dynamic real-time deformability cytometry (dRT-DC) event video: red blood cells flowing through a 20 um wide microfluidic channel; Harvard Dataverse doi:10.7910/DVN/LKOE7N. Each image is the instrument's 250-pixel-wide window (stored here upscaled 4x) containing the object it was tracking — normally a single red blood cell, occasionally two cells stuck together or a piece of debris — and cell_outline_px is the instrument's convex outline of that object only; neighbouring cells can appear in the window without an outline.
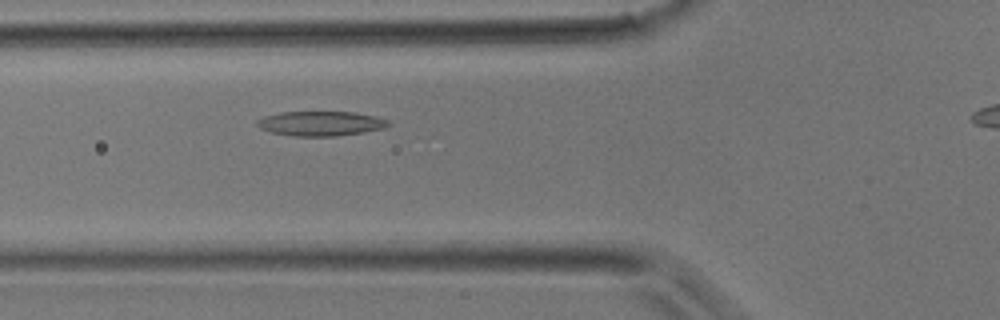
{"species": "common noctule bat (a hibernating species)", "species_latin": "Nyctalus noctula", "temperature_condition": "room temperature", "stored_images_in_passage": 24, "camera_frame_rate_fps": 3000, "um_per_image_px": 0.085, "animal": {"sex": "male", "body_mass_g": 17.9}, "frame": {"image": 1, "passage_image": 3, "time_ms": 0.667, "image_size_px": [1000, 320], "cell_outline_px": [[392, 124], [384, 128], [364, 132], [336, 136], [292, 136], [272, 132], [260, 128], [256, 124], [256, 120], [264, 116], [280, 112], [356, 112], [376, 116], [388, 120]], "centroid_in_image_um": [27.28, 10.49], "position_along_channel_um": 98.5, "area_um2": 18.96}}
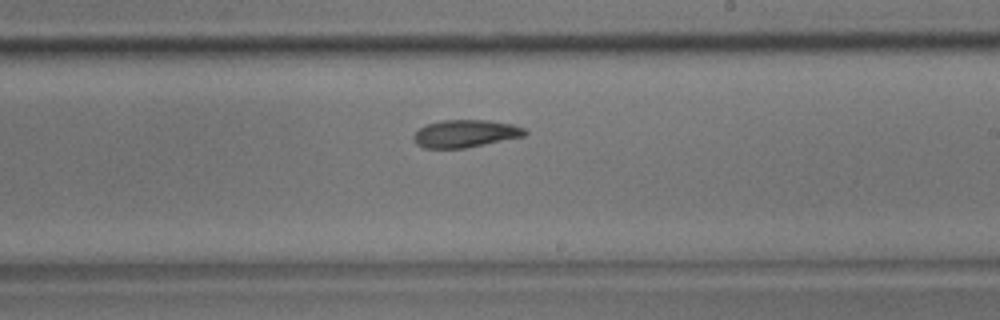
{"frame": {"image": 2, "passage_image": 12, "time_ms": 3.667, "image_size_px": [1000, 320], "cell_outline_px": [[528, 132], [524, 136], [464, 148], [424, 148], [416, 144], [412, 140], [412, 136], [420, 128], [428, 124], [440, 120], [488, 120], [512, 124], [524, 128]], "centroid_in_image_um": [39.53, 11.35], "position_along_channel_um": 249.5, "area_um2": 17.8}}
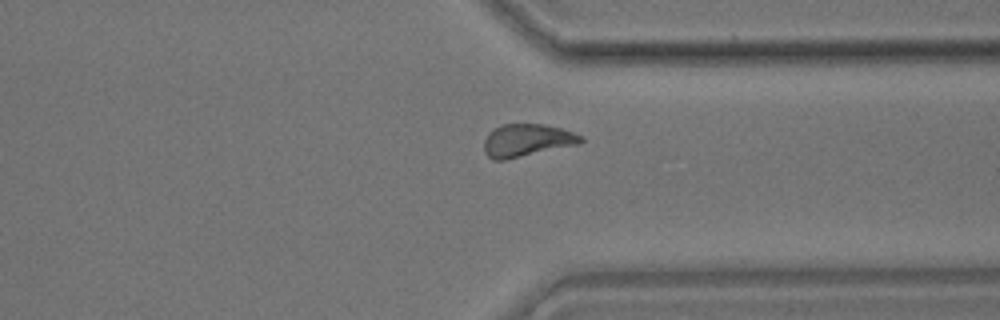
{"frame": {"image": 3, "passage_image": 19, "time_ms": 6.0, "image_size_px": [1000, 320], "cell_outline_px": [[584, 140], [580, 144], [504, 160], [492, 160], [484, 152], [484, 140], [488, 132], [504, 124], [544, 124], [560, 128], [584, 136]], "centroid_in_image_um": [44.79, 11.93], "position_along_channel_um": 366.6, "area_um2": 18.44}}